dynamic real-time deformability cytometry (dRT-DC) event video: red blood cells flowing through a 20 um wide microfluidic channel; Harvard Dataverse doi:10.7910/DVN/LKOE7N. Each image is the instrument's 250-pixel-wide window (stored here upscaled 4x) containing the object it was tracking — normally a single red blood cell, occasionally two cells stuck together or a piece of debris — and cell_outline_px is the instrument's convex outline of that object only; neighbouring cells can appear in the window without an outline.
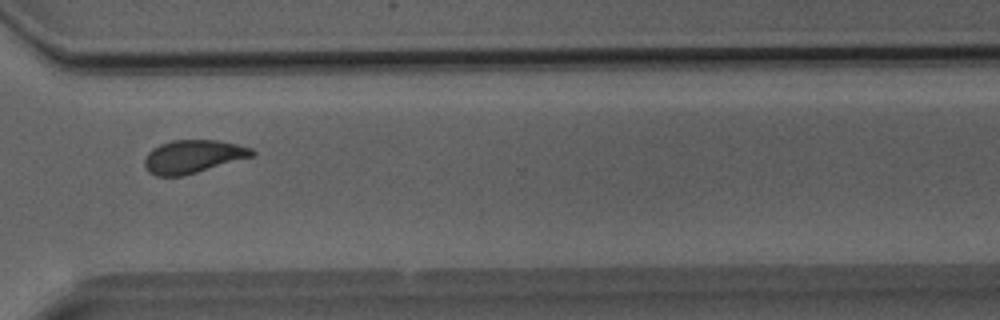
{"species": "Egyptian fruit bat (a non-hibernating species)", "species_latin": "Rousettus aegyptiacus", "temperature_condition": "room temperature", "stored_images_in_passage": 29, "camera_frame_rate_fps": 3000, "um_per_image_px": 0.085, "animal": {"sex": "male"}, "frame": {"image": 1, "passage_image": 20, "time_ms": 6.333, "image_size_px": [1000, 320], "cell_outline_px": [[256, 156], [184, 176], [156, 176], [148, 172], [144, 168], [144, 160], [148, 152], [152, 148], [160, 144], [172, 140], [220, 140], [252, 148], [256, 152]], "centroid_in_image_um": [16.42, 13.31], "position_along_channel_um": 354.2, "area_um2": 21.15}}
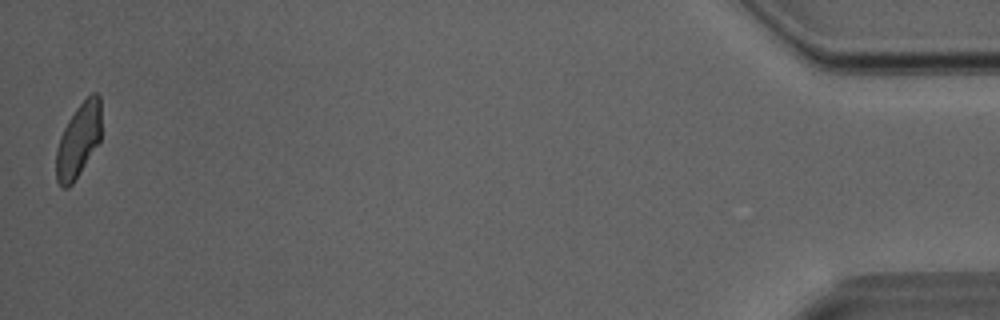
{"frame": {"image": 2, "passage_image": 29, "time_ms": 9.333, "image_size_px": [1000, 320], "cell_outline_px": [[100, 140], [72, 184], [68, 188], [60, 188], [56, 180], [56, 148], [60, 136], [68, 120], [76, 108], [92, 92], [96, 92], [100, 96]], "centroid_in_image_um": [6.64, 11.94], "position_along_channel_um": 428.6, "area_um2": 19.31}}